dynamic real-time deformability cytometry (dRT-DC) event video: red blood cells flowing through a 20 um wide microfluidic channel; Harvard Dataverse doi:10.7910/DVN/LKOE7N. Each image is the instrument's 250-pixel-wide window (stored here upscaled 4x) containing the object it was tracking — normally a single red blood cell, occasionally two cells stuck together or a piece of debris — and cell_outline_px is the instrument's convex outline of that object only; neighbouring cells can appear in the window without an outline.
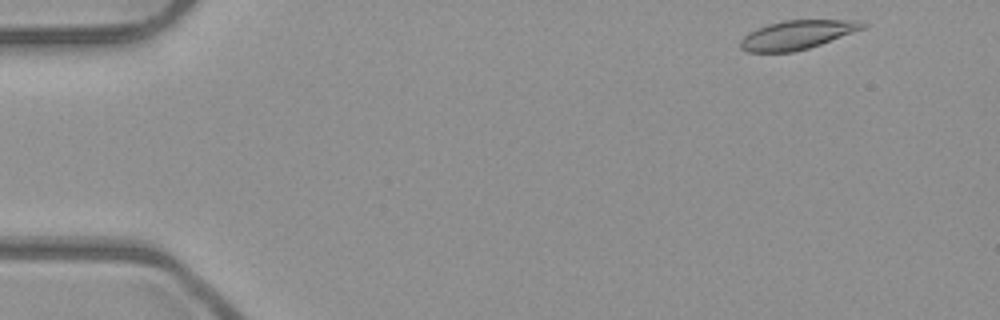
{"species": "common noctule bat (a hibernating species)", "species_latin": "Nyctalus noctula", "temperature_condition": "room temperature", "stored_images_in_passage": 4, "camera_frame_rate_fps": 3000, "um_per_image_px": 0.085, "animal": {"sex": "male", "body_mass_g": 23.1, "forearm_length_mm": 52.7}, "frame": {"image": 1, "passage_image": 1, "time_ms": 0.0, "image_size_px": [1000, 320], "cell_outline_px": [[868, 24], [864, 28], [820, 44], [808, 48], [792, 52], [748, 52], [740, 48], [740, 40], [748, 32], [756, 28], [768, 24], [784, 20], [856, 20]], "centroid_in_image_um": [67.71, 2.96], "position_along_channel_um": 17.3, "area_um2": 20.46}}
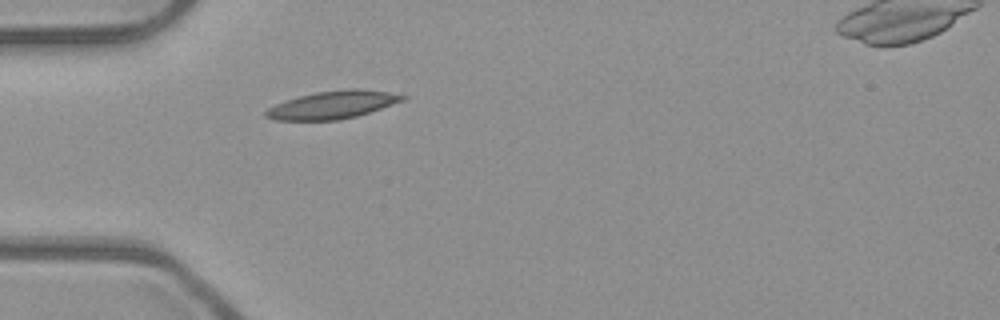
{"frame": {"image": 2, "passage_image": 4, "time_ms": 1.0, "image_size_px": [1000, 320], "cell_outline_px": [[408, 96], [404, 100], [356, 116], [336, 120], [276, 120], [264, 116], [264, 112], [268, 108], [276, 104], [300, 96], [316, 92], [348, 88], [360, 88], [388, 92]], "centroid_in_image_um": [28.27, 8.9], "position_along_channel_um": 56.7, "area_um2": 21.85}}